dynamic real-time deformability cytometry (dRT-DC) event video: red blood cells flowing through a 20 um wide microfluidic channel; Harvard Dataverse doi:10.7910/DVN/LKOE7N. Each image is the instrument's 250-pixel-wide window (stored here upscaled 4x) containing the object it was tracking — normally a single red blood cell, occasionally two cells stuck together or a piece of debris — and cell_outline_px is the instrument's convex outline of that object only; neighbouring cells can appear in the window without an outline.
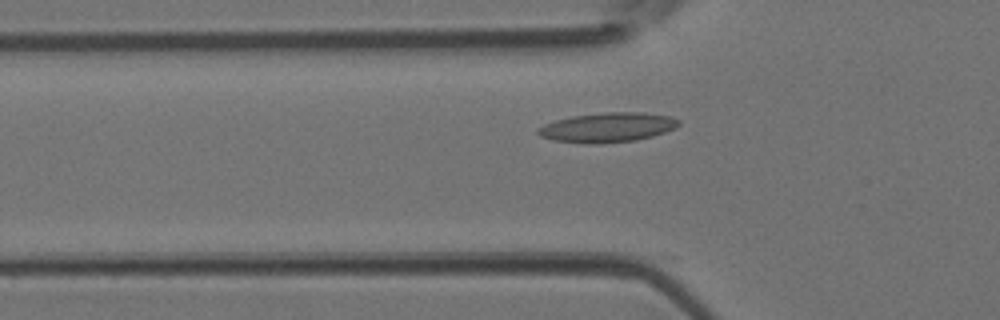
{"species": "Egyptian fruit bat (a non-hibernating species)", "species_latin": "Rousettus aegyptiacus", "temperature_condition": "room temperature", "stored_images_in_passage": 33, "camera_frame_rate_fps": 3000, "um_per_image_px": 0.085, "animal": {"sex": "female"}, "frame": {"image": 1, "passage_image": 7, "time_ms": 2.0, "image_size_px": [1000, 320], "cell_outline_px": [[680, 124], [676, 128], [652, 136], [636, 140], [600, 144], [584, 144], [552, 140], [540, 136], [536, 132], [536, 128], [544, 124], [556, 120], [572, 116], [604, 112], [640, 112], [672, 116], [680, 120]], "centroid_in_image_um": [51.63, 10.83], "position_along_channel_um": 74.2, "area_um2": 24.57}}
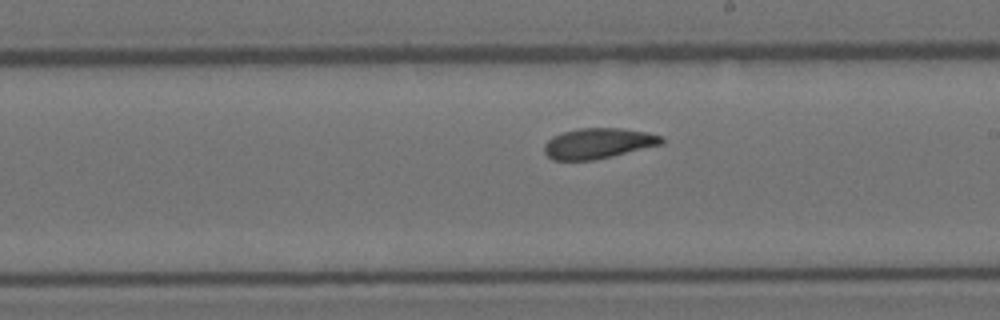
{"frame": {"image": 2, "passage_image": 18, "time_ms": 5.667, "image_size_px": [1000, 320], "cell_outline_px": [[664, 144], [612, 156], [592, 160], [552, 160], [544, 152], [544, 144], [552, 136], [564, 132], [580, 128], [620, 128], [648, 132], [664, 136]], "centroid_in_image_um": [50.88, 12.18], "position_along_channel_um": 238.1, "area_um2": 20.92}}
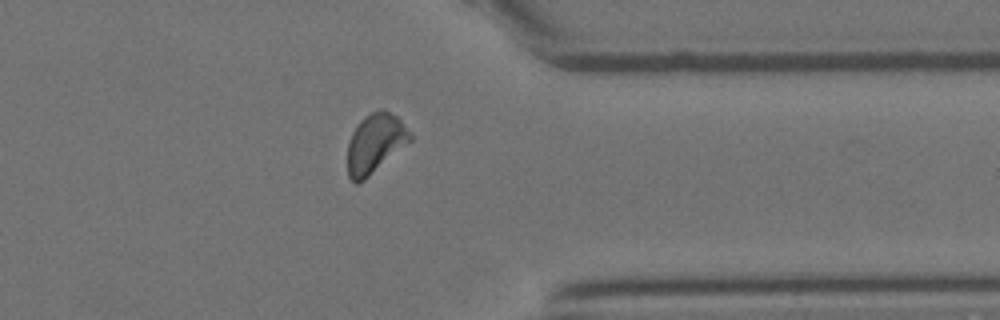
{"frame": {"image": 3, "passage_image": 28, "time_ms": 9.0, "image_size_px": [1000, 320], "cell_outline_px": [[412, 140], [364, 180], [356, 184], [348, 176], [348, 140], [352, 132], [360, 120], [364, 116], [380, 108], [384, 108], [396, 116], [412, 132]], "centroid_in_image_um": [31.89, 12.16], "position_along_channel_um": 379.5, "area_um2": 21.68}}